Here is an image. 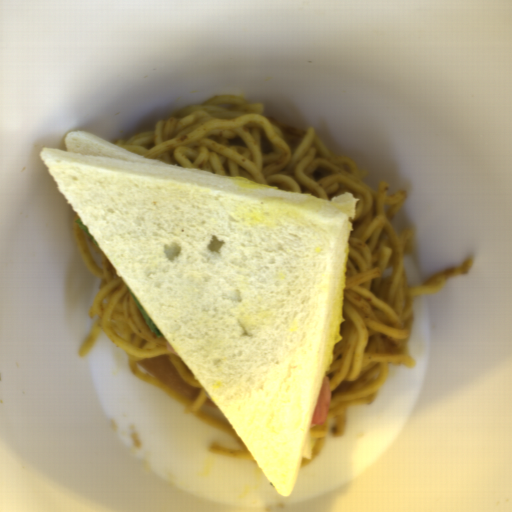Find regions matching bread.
Returning a JSON list of instances; mask_svg holds the SVG:
<instances>
[{
	"mask_svg": "<svg viewBox=\"0 0 512 512\" xmlns=\"http://www.w3.org/2000/svg\"><path fill=\"white\" fill-rule=\"evenodd\" d=\"M137 364L186 401L196 402L201 387H194L186 383L178 374L169 357L163 355L147 358L138 360Z\"/></svg>",
	"mask_w": 512,
	"mask_h": 512,
	"instance_id": "2",
	"label": "bread"
},
{
	"mask_svg": "<svg viewBox=\"0 0 512 512\" xmlns=\"http://www.w3.org/2000/svg\"><path fill=\"white\" fill-rule=\"evenodd\" d=\"M52 179L264 476L290 497L341 342L357 197L178 167L85 130Z\"/></svg>",
	"mask_w": 512,
	"mask_h": 512,
	"instance_id": "1",
	"label": "bread"
},
{
	"mask_svg": "<svg viewBox=\"0 0 512 512\" xmlns=\"http://www.w3.org/2000/svg\"><path fill=\"white\" fill-rule=\"evenodd\" d=\"M272 124L283 134L285 143L292 149L300 144L308 130L286 124L276 118L267 117Z\"/></svg>",
	"mask_w": 512,
	"mask_h": 512,
	"instance_id": "3",
	"label": "bread"
}]
</instances>
